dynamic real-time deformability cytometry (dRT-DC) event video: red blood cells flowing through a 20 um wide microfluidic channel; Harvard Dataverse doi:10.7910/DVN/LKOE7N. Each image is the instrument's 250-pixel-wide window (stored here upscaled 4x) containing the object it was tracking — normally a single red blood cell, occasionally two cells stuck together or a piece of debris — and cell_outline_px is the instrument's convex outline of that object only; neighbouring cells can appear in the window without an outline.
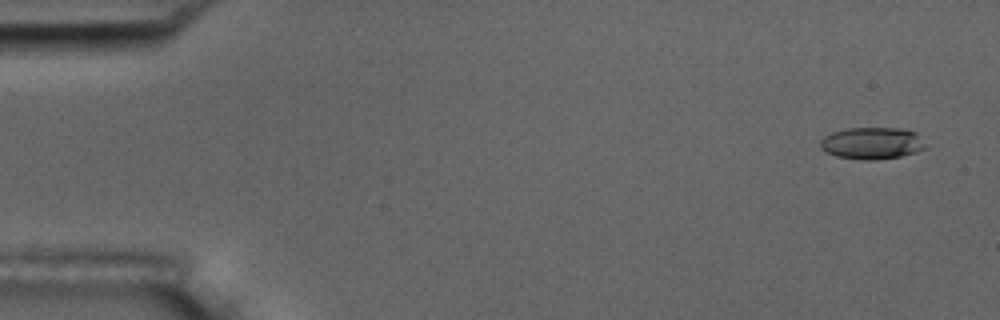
{"species": "common noctule bat (a hibernating species)", "species_latin": "Nyctalus noctula", "temperature_condition": "room temperature", "stored_images_in_passage": 56, "camera_frame_rate_fps": 3000, "um_per_image_px": 0.085, "animal": {"sex": "male", "body_mass_g": 17.5, "forearm_length_mm": 52.3}, "frame": {"image": 1, "passage_image": 3, "time_ms": 0.667, "image_size_px": [1000, 320], "cell_outline_px": [[928, 148], [916, 152], [900, 156], [876, 160], [864, 160], [836, 156], [820, 148], [820, 140], [824, 136], [832, 132], [848, 128], [900, 128], [916, 132]], "centroid_in_image_um": [74.13, 12.17], "position_along_channel_um": 10.9, "area_um2": 19.59}}
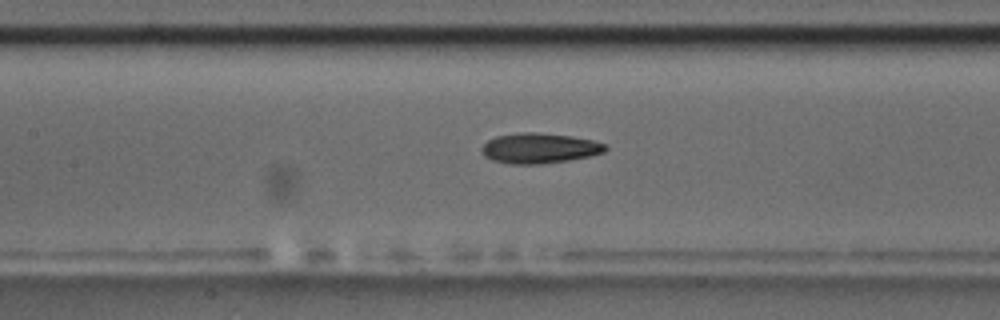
{"frame": {"image": 2, "passage_image": 26, "time_ms": 8.333, "image_size_px": [1000, 320], "cell_outline_px": [[608, 148], [604, 152], [592, 156], [568, 160], [536, 164], [512, 164], [492, 160], [484, 156], [480, 148], [488, 140], [496, 136], [520, 132], [536, 132], [572, 136], [592, 140], [608, 144]], "centroid_in_image_um": [45.87, 12.59], "position_along_channel_um": 161.5, "area_um2": 21.91}}
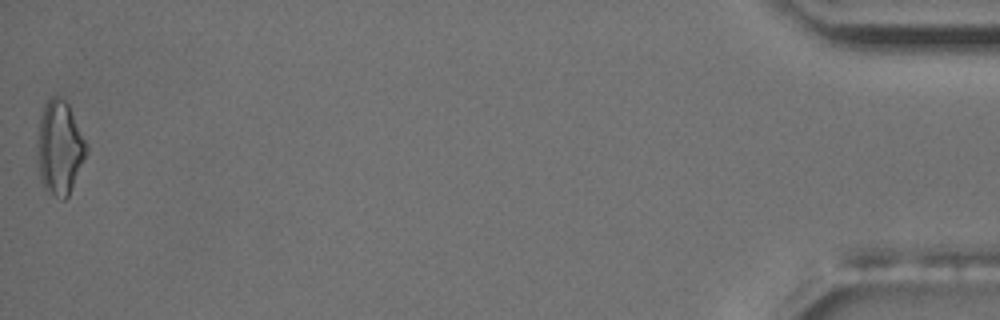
{"frame": {"image": 3, "passage_image": 56, "time_ms": 18.333, "image_size_px": [1000, 320], "cell_outline_px": [[88, 152], [68, 196], [64, 200], [60, 200], [44, 188], [40, 180], [36, 156], [36, 140], [40, 116], [44, 104], [52, 96], [56, 96], [64, 100], [68, 104], [88, 148]], "centroid_in_image_um": [5.03, 12.58], "position_along_channel_um": 430.2, "area_um2": 26.99}, "authors_computed_cell_mechanics": {"area_um2": 20.9814, "velocity_mm_per_s": 3.6399, "shape_relaxation_time_tau1_ms": 5.3784, "shape_relaxation_time_tau2_ms": 3.5384, "deformation_change_tau1": 0.1767, "deformation_change_tau2": 0.1312}}